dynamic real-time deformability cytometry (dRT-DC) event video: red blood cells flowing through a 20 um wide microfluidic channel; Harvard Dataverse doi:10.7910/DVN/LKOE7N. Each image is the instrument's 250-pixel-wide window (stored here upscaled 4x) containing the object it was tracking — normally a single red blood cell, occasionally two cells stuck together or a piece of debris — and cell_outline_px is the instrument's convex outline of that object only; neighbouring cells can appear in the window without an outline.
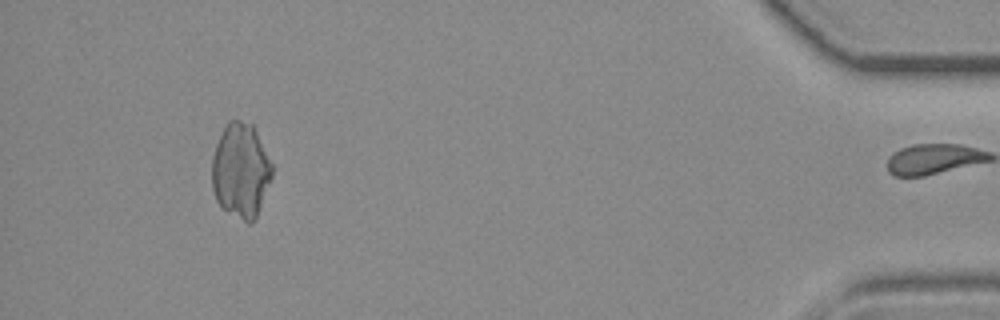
{"species": "common noctule bat (a hibernating species)", "species_latin": "Nyctalus noctula", "temperature_condition": "room temperature", "stored_images_in_passage": 31, "camera_frame_rate_fps": 3000, "um_per_image_px": 0.085, "animal": {"sex": "female", "body_mass_g": 19.3, "forearm_length_mm": 54.1}, "frame": {"image": 1, "passage_image": 30, "time_ms": 9.667, "image_size_px": [1000, 320], "cell_outline_px": [[272, 176], [256, 216], [248, 224], [228, 212], [216, 200], [212, 188], [212, 156], [216, 144], [228, 120], [240, 120], [256, 124], [272, 164]], "centroid_in_image_um": [20.47, 14.43], "position_along_channel_um": 414.7, "area_um2": 33.41}}